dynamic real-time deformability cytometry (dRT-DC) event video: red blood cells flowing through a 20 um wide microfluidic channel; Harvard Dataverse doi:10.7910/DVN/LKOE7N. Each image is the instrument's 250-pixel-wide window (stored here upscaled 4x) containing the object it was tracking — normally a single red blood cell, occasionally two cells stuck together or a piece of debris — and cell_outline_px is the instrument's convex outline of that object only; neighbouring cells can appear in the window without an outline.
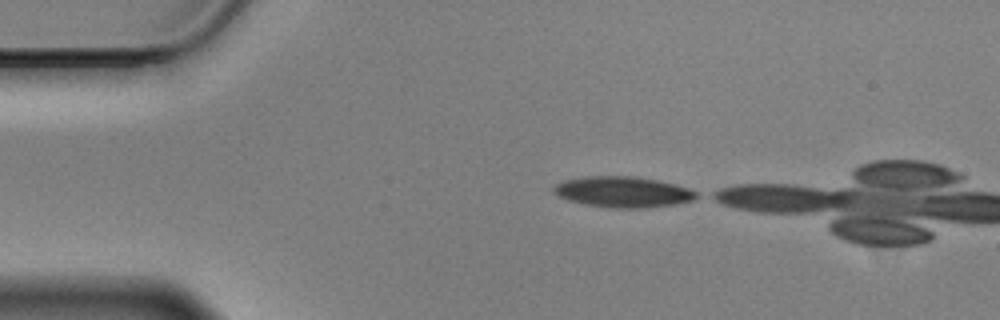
{"species": "Egyptian fruit bat (a non-hibernating species)", "species_latin": "Rousettus aegyptiacus", "temperature_condition": "cold", "stored_images_in_passage": 10, "camera_frame_rate_fps": 3000, "um_per_image_px": 0.085, "animal": {"sex": "male"}, "frame": {"image": 1, "passage_image": 1, "time_ms": 0.0, "image_size_px": [1000, 320], "cell_outline_px": [[700, 196], [692, 200], [676, 204], [644, 208], [616, 208], [584, 204], [568, 200], [552, 192], [552, 188], [556, 184], [564, 180], [584, 176], [632, 176], [656, 180], [676, 184], [700, 192]], "centroid_in_image_um": [52.97, 16.31], "position_along_channel_um": 32.0, "area_um2": 25.72}}
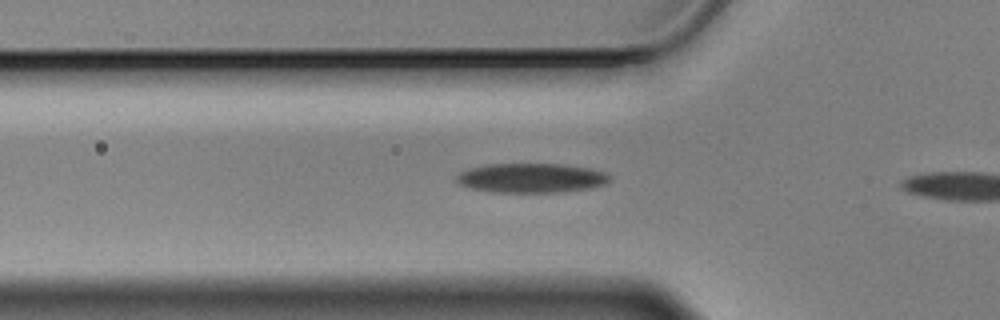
{"frame": {"image": 2, "passage_image": 9, "time_ms": 2.667, "image_size_px": [1000, 320], "cell_outline_px": [[612, 176], [608, 184], [592, 188], [564, 192], [492, 192], [472, 188], [460, 184], [456, 180], [456, 176], [460, 172], [468, 168], [488, 164], [560, 164], [588, 168], [604, 172]], "centroid_in_image_um": [45.2, 15.13], "position_along_channel_um": 80.6, "area_um2": 26.41}}